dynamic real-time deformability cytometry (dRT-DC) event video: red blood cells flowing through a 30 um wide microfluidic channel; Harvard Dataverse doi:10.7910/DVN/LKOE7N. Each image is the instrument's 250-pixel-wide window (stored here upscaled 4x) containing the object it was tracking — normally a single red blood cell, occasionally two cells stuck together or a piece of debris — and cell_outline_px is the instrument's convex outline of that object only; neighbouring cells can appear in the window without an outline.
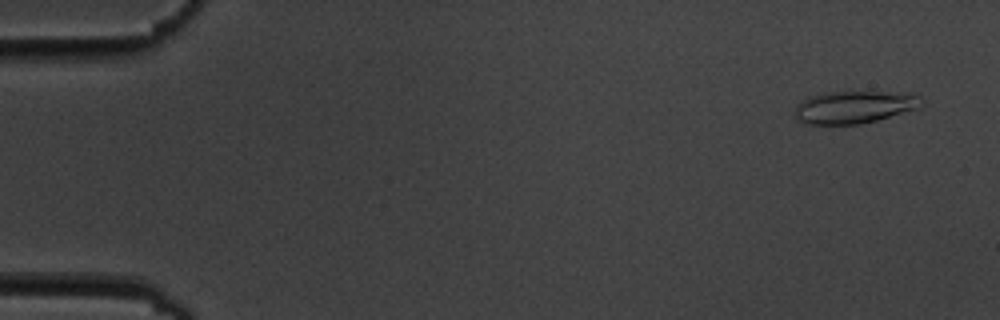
{"species": "common noctule bat (a hibernating species)", "species_latin": "Nyctalus noctula", "temperature_condition": "cold", "stored_images_in_passage": 4, "camera_frame_rate_fps": 3000, "um_per_image_px": 0.085, "animal": {"sex": "male", "body_mass_g": 19.5, "forearm_length_mm": 54.6}, "frame": {"image": 1, "passage_image": 1, "time_ms": 0.0, "image_size_px": [1000, 320], "cell_outline_px": [[924, 100], [920, 108], [876, 120], [860, 124], [804, 124], [796, 120], [792, 112], [796, 104], [800, 100], [808, 96], [828, 92], [912, 92], [920, 96]], "centroid_in_image_um": [72.59, 9.09], "position_along_channel_um": 12.4, "area_um2": 24.51}}